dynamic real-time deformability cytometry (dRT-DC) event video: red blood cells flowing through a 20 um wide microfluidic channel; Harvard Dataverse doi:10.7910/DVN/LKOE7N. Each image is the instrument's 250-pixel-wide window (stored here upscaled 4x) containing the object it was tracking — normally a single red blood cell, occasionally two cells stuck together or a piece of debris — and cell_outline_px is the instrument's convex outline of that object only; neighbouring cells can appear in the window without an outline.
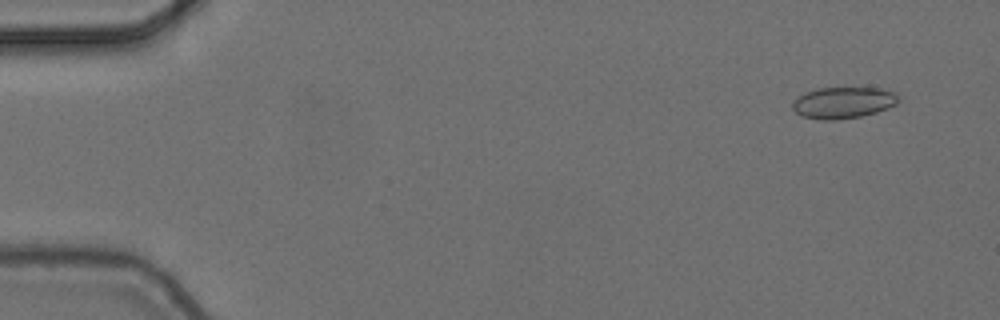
{"species": "common noctule bat (a hibernating species)", "species_latin": "Nyctalus noctula", "temperature_condition": "cold", "stored_images_in_passage": 6, "camera_frame_rate_fps": 3000, "um_per_image_px": 0.085, "animal": {"sex": "female", "body_mass_g": 24.6, "forearm_length_mm": 56.2}, "frame": {"image": 1, "passage_image": 1, "time_ms": 0.0, "image_size_px": [1000, 320], "cell_outline_px": [[900, 100], [896, 104], [888, 108], [876, 112], [860, 116], [836, 120], [820, 120], [800, 116], [792, 108], [792, 104], [804, 92], [816, 88], [880, 88], [896, 92], [900, 96]], "centroid_in_image_um": [71.7, 8.72], "position_along_channel_um": 13.3, "area_um2": 19.54}}
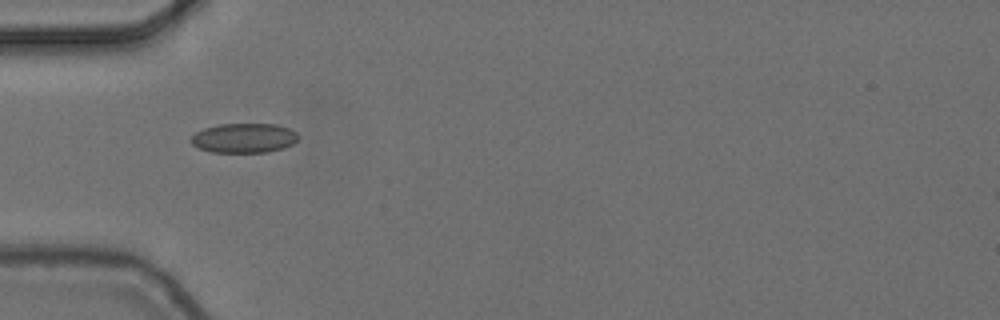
{"frame": {"image": 2, "passage_image": 5, "time_ms": 1.333, "image_size_px": [1000, 320], "cell_outline_px": [[300, 136], [292, 144], [284, 148], [268, 152], [212, 152], [200, 148], [192, 144], [188, 140], [196, 132], [204, 128], [220, 124], [276, 124], [288, 128], [296, 132]], "centroid_in_image_um": [20.74, 11.73], "position_along_channel_um": 64.3, "area_um2": 18.5}}
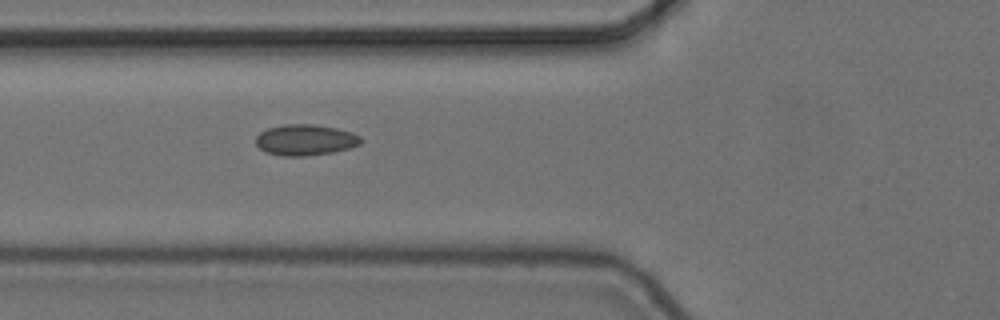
{"frame": {"image": 3, "passage_image": 6, "time_ms": 1.667, "image_size_px": [1000, 320], "cell_outline_px": [[364, 140], [360, 144], [348, 148], [332, 152], [304, 156], [284, 156], [264, 152], [256, 144], [256, 136], [260, 132], [268, 128], [284, 124], [312, 124], [336, 128], [352, 132], [360, 136]], "centroid_in_image_um": [25.95, 11.89], "position_along_channel_um": 99.9, "area_um2": 18.96}}